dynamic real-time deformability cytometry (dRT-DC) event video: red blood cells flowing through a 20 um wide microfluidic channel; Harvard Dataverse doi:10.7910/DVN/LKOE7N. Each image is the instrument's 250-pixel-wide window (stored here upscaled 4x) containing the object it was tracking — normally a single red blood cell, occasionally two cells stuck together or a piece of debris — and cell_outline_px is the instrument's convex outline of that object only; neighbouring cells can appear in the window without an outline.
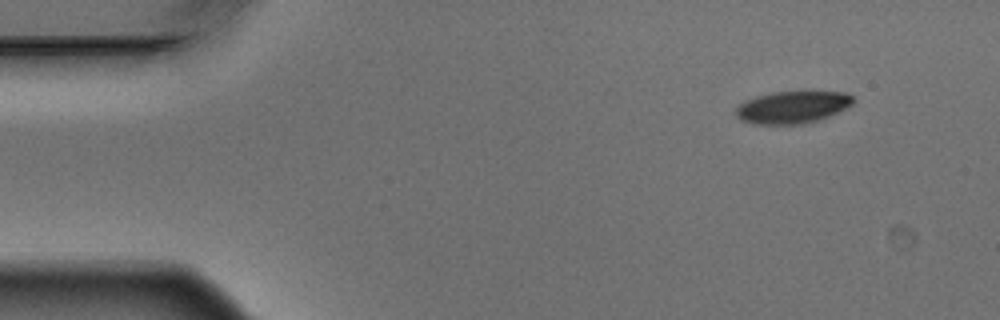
{"species": "Egyptian fruit bat (a non-hibernating species)", "species_latin": "Rousettus aegyptiacus", "temperature_condition": "warm", "stored_images_in_passage": 5, "segment_of_instrument_passage": [1, 2], "camera_frame_rate_fps": 3000, "um_per_image_px": 0.085, "animal": {"sex": "male"}, "frame": {"image": 1, "passage_image": 1, "time_ms": 0.0, "image_size_px": [1000, 320], "cell_outline_px": [[856, 100], [852, 104], [820, 120], [804, 124], [756, 124], [740, 120], [736, 116], [736, 108], [744, 100], [756, 96], [772, 92], [848, 92]], "centroid_in_image_um": [67.34, 9.11], "position_along_channel_um": 17.7, "area_um2": 22.02}}
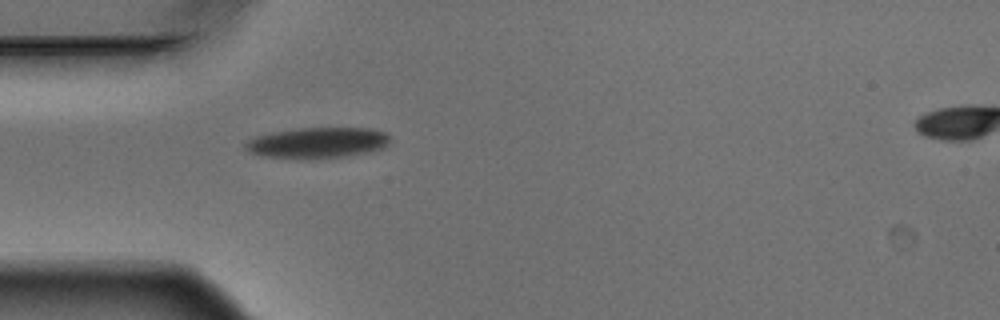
{"frame": {"image": 2, "passage_image": 4, "time_ms": 1.0, "image_size_px": [1000, 320], "cell_outline_px": [[388, 144], [384, 148], [368, 152], [344, 156], [312, 160], [300, 160], [260, 156], [248, 152], [244, 148], [244, 144], [248, 140], [256, 136], [272, 132], [300, 128], [368, 128], [384, 132], [388, 136]], "centroid_in_image_um": [26.92, 12.16], "position_along_channel_um": 58.1, "area_um2": 26.36}}